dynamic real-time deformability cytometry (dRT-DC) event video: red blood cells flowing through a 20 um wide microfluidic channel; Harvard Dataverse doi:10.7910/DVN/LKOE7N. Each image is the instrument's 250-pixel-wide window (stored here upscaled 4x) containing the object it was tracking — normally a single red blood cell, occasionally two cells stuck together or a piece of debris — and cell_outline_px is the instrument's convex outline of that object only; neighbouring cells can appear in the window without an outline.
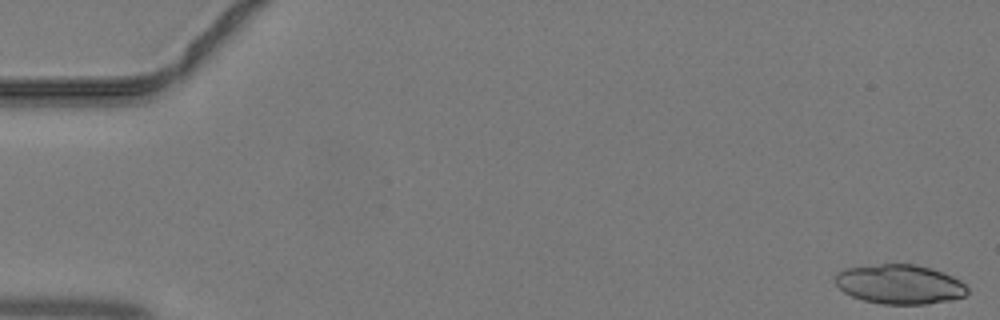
{"species": "common noctule bat (a hibernating species)", "species_latin": "Nyctalus noctula", "temperature_condition": "warm", "stored_images_in_passage": 42, "segment_of_instrument_passage": [1, 2], "camera_frame_rate_fps": 3000, "um_per_image_px": 0.085, "animal": {"sex": "male", "body_mass_g": 19.2, "forearm_length_mm": 51.8}, "frame": {"image": 1, "passage_image": 1, "time_ms": 0.0, "image_size_px": [1000, 320], "cell_outline_px": [[968, 292], [964, 296], [952, 300], [924, 304], [884, 304], [864, 300], [852, 296], [844, 292], [836, 284], [836, 272], [844, 268], [880, 264], [916, 264], [932, 268], [952, 276], [960, 280], [968, 288]], "centroid_in_image_um": [76.48, 24.16], "position_along_channel_um": 8.5, "area_um2": 30.4}}